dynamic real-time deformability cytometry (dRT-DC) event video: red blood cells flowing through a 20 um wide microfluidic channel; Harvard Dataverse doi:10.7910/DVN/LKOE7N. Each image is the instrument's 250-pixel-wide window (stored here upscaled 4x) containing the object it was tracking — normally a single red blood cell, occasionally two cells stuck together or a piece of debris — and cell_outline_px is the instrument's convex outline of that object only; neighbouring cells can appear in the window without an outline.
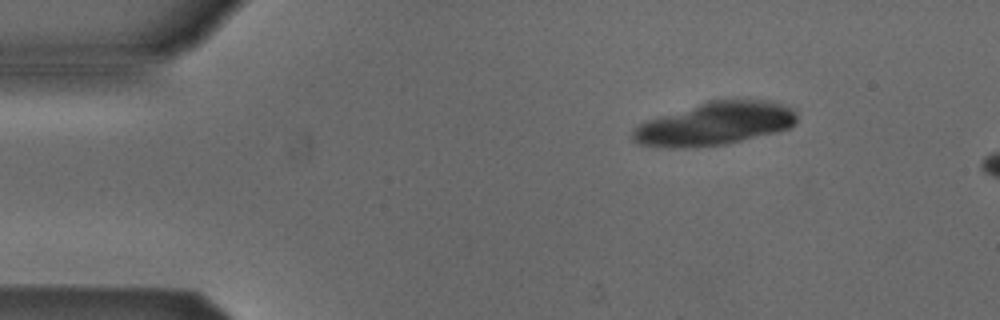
{"species": "Egyptian fruit bat (a non-hibernating species)", "species_latin": "Rousettus aegyptiacus", "temperature_condition": "cold", "stored_images_in_passage": 3, "camera_frame_rate_fps": 3000, "um_per_image_px": 0.085, "animal": {"sex": "male"}, "frame": {"image": 1, "passage_image": 1, "time_ms": 0.0, "image_size_px": [1000, 320], "cell_outline_px": [[796, 120], [788, 128], [724, 144], [684, 148], [672, 148], [640, 144], [632, 140], [632, 132], [640, 124], [648, 120], [708, 100], [764, 100], [780, 104], [792, 108], [796, 116]], "centroid_in_image_um": [60.72, 10.51], "position_along_channel_um": 24.3, "area_um2": 40.23}}